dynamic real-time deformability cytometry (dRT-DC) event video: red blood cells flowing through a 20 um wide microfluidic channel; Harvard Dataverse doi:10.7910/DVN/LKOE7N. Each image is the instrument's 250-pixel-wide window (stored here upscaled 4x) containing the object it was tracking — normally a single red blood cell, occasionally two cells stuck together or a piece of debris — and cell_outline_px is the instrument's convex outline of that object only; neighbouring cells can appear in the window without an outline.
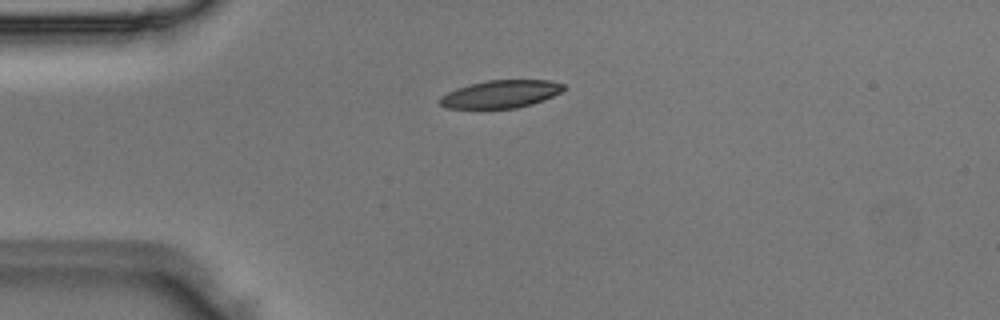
{"species": "Egyptian fruit bat (a non-hibernating species)", "species_latin": "Rousettus aegyptiacus", "temperature_condition": "room temperature", "stored_images_in_passage": 2, "camera_frame_rate_fps": 3000, "um_per_image_px": 0.085, "animal": {"sex": "male"}, "frame": {"image": 1, "passage_image": 1, "time_ms": 0.0, "image_size_px": [1000, 320], "cell_outline_px": [[568, 88], [544, 100], [532, 104], [516, 108], [448, 108], [440, 104], [440, 96], [456, 88], [488, 80], [552, 80], [564, 84]], "centroid_in_image_um": [42.61, 7.99], "position_along_channel_um": 42.4, "area_um2": 19.94}}